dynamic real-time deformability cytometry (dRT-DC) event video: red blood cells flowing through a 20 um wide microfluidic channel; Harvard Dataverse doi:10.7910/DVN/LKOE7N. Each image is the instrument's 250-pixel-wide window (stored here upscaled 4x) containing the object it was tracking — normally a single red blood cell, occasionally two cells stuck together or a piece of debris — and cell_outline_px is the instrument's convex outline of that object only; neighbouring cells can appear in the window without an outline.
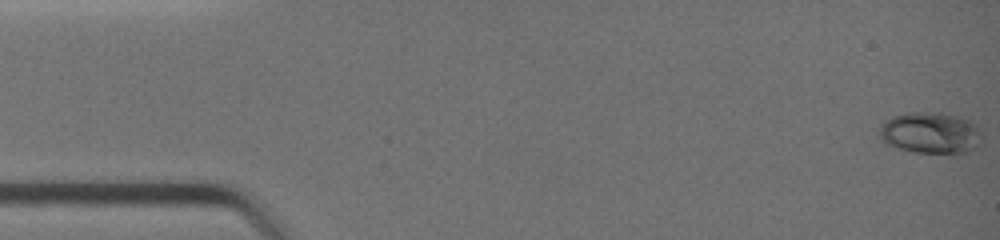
{"species": "common noctule bat (a hibernating species)", "species_latin": "Nyctalus noctula", "temperature_condition": "warm", "stored_images_in_passage": 41, "camera_frame_rate_fps": 3000, "um_per_image_px": 0.085, "animal": {"sex": "female", "body_mass_g": 19.0, "forearm_length_mm": 51.5}, "frame": {"image": 1, "passage_image": 1, "time_ms": 0.0, "image_size_px": [1000, 240], "cell_outline_px": [[980, 132], [972, 148], [968, 152], [912, 152], [892, 148], [884, 144], [880, 140], [880, 124], [892, 116], [908, 112], [940, 112], [956, 116], [968, 120], [976, 124]], "centroid_in_image_um": [78.96, 11.28], "position_along_channel_um": 6.0, "area_um2": 24.51}}
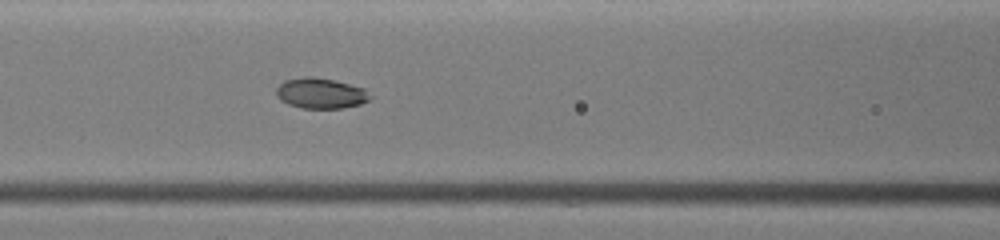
{"frame": {"image": 2, "passage_image": 18, "time_ms": 5.667, "image_size_px": [1000, 240], "cell_outline_px": [[372, 96], [368, 100], [360, 104], [344, 108], [304, 108], [288, 104], [280, 100], [276, 96], [276, 88], [284, 80], [304, 76], [312, 76], [332, 80], [364, 88]], "centroid_in_image_um": [27.23, 7.93], "position_along_channel_um": 139.4, "area_um2": 16.65}}
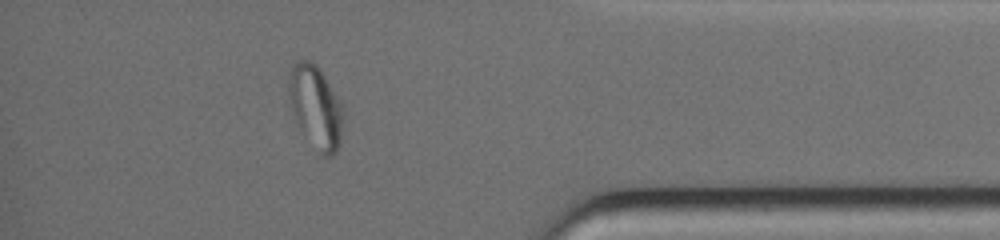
{"frame": {"image": 3, "passage_image": 36, "time_ms": 11.667, "image_size_px": [1000, 240], "cell_outline_px": [[344, 120], [340, 144], [336, 152], [332, 156], [320, 156], [300, 128], [292, 108], [288, 96], [288, 80], [292, 68], [296, 60], [308, 60], [316, 64], [324, 76], [344, 108]], "centroid_in_image_um": [26.86, 9.12], "position_along_channel_um": 408.3, "area_um2": 26.24}, "authors_computed_cell_mechanics": {"area_um2": 19.2474, "velocity_mm_per_s": 4.7661, "shape_relaxation_time_tau1_ms": 4.7859, "shape_relaxation_time_tau2_ms": null, "deformation_change_tau1": 0.1952, "deformation_change_tau2": null}}